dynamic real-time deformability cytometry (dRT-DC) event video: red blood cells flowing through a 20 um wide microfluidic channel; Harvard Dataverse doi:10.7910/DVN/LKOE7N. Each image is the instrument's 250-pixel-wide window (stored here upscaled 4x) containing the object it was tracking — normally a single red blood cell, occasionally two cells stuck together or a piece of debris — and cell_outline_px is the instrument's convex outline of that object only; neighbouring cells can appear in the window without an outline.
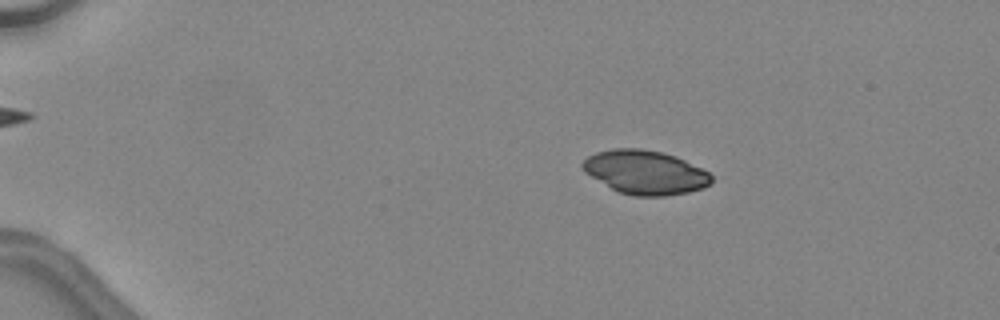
{"species": "common noctule bat (a hibernating species)", "species_latin": "Nyctalus noctula", "temperature_condition": "warm", "stored_images_in_passage": 38, "camera_frame_rate_fps": 3000, "um_per_image_px": 0.085, "animal": {"sex": "female", "body_mass_g": 24.6, "forearm_length_mm": 56.2}, "frame": {"image": 1, "passage_image": 1, "time_ms": 0.0, "image_size_px": [1000, 320], "cell_outline_px": [[712, 184], [704, 188], [688, 192], [664, 196], [632, 196], [620, 192], [612, 188], [584, 172], [580, 164], [588, 156], [596, 152], [612, 148], [640, 148], [660, 152], [676, 156], [708, 172], [712, 176]], "centroid_in_image_um": [54.84, 14.64], "position_along_channel_um": 30.2, "area_um2": 32.89}}